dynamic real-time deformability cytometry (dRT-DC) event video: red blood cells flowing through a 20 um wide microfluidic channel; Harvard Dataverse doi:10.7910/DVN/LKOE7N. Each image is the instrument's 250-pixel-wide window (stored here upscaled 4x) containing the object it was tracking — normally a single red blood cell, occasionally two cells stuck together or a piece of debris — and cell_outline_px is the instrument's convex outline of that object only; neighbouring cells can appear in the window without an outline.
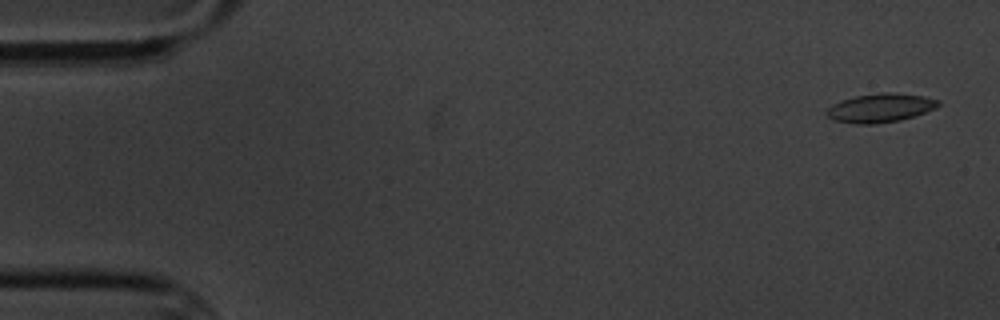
{"species": "common noctule bat (a hibernating species)", "species_latin": "Nyctalus noctula", "temperature_condition": "cold", "stored_images_in_passage": 5, "camera_frame_rate_fps": 3000, "um_per_image_px": 0.085, "animal": {"sex": "male", "body_mass_g": 20.1, "forearm_length_mm": 53.5}, "frame": {"image": 1, "passage_image": 1, "time_ms": 0.0, "image_size_px": [1000, 320], "cell_outline_px": [[940, 104], [936, 108], [900, 120], [872, 124], [856, 124], [832, 120], [824, 112], [832, 104], [856, 96], [884, 92], [888, 92], [924, 96], [940, 100]], "centroid_in_image_um": [74.81, 9.17], "position_along_channel_um": 10.2, "area_um2": 18.55}}